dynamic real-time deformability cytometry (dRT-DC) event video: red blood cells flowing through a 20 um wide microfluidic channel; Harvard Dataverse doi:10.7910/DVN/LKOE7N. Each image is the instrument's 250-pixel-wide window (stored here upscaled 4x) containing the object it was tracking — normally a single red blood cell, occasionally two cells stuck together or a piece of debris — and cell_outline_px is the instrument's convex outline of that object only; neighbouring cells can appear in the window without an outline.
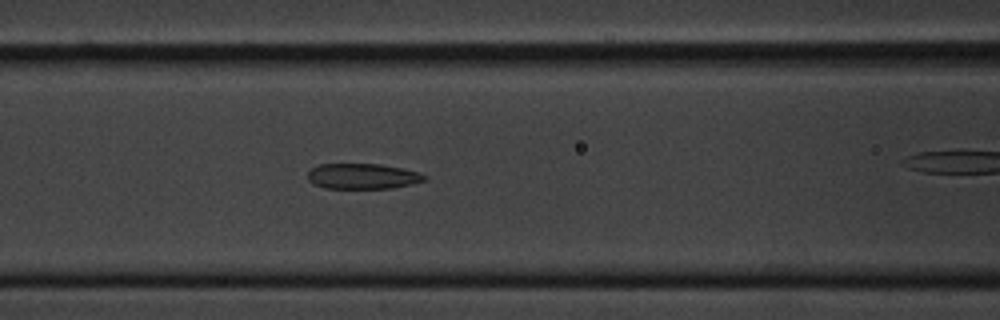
{"species": "common noctule bat (a hibernating species)", "species_latin": "Nyctalus noctula", "temperature_condition": "cold", "stored_images_in_passage": 7, "camera_frame_rate_fps": 3000, "um_per_image_px": 0.085, "animal": {"sex": "male", "body_mass_g": 20.1, "forearm_length_mm": 53.5}, "frame": {"image": 1, "passage_image": 7, "time_ms": 6.667, "image_size_px": [1000, 320], "cell_outline_px": [[428, 176], [424, 180], [412, 184], [392, 188], [324, 188], [308, 180], [308, 172], [316, 164], [380, 164], [400, 168], [416, 172]], "centroid_in_image_um": [30.79, 14.98], "position_along_channel_um": 135.8, "area_um2": 17.17}}